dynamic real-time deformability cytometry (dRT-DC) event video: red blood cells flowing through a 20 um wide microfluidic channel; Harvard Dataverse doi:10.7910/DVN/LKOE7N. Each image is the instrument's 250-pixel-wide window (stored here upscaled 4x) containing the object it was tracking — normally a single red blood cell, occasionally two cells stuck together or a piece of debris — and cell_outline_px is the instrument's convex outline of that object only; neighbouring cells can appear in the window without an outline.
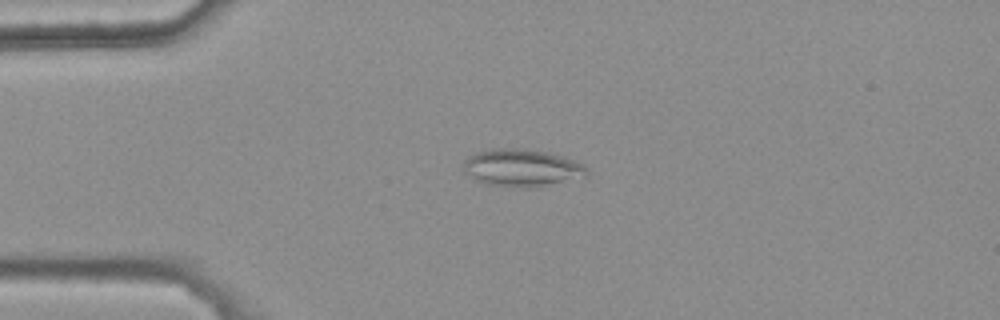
{"species": "common noctule bat (a hibernating species)", "species_latin": "Nyctalus noctula", "temperature_condition": "warm", "stored_images_in_passage": 36, "camera_frame_rate_fps": 3000, "um_per_image_px": 0.085, "animal": {"sex": "female", "body_mass_g": 25.1}, "frame": {"image": 1, "passage_image": 2, "time_ms": 0.333, "image_size_px": [1000, 320], "cell_outline_px": [[588, 176], [528, 188], [488, 184], [476, 180], [464, 172], [464, 160], [476, 152], [492, 148], [512, 148], [548, 152], [584, 164], [588, 168]], "centroid_in_image_um": [44.35, 14.26], "position_along_channel_um": 40.7, "area_um2": 26.53}}
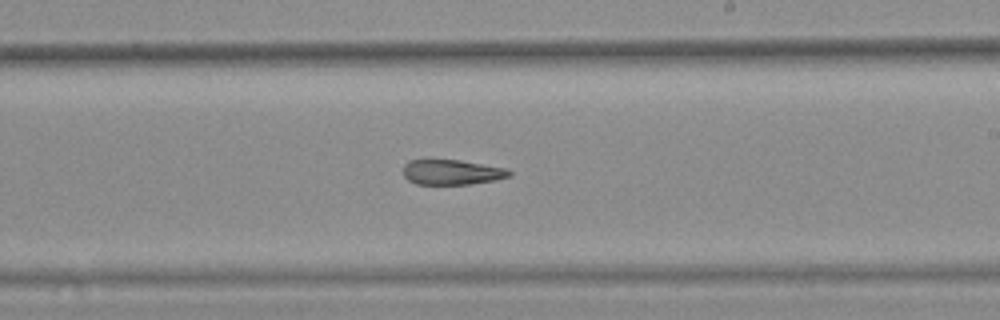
{"frame": {"image": 2, "passage_image": 21, "time_ms": 6.667, "image_size_px": [1000, 320], "cell_outline_px": [[512, 176], [496, 180], [468, 184], [416, 184], [408, 180], [404, 176], [404, 164], [408, 160], [460, 160], [508, 168], [512, 172]], "centroid_in_image_um": [38.45, 14.63], "position_along_channel_um": 250.6, "area_um2": 15.61}}
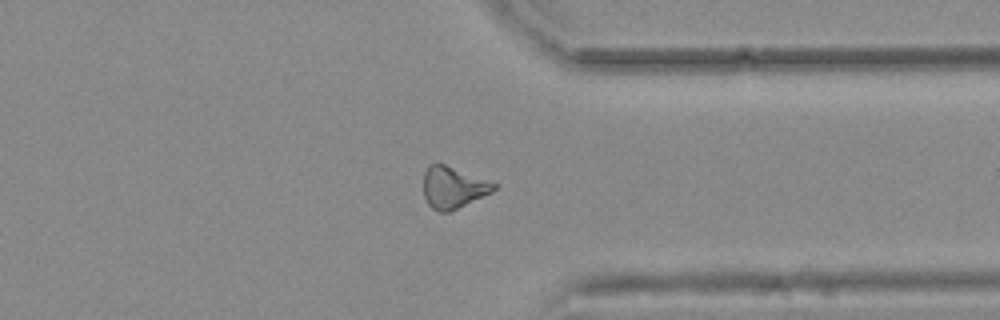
{"frame": {"image": 3, "passage_image": 31, "time_ms": 10.0, "image_size_px": [1000, 320], "cell_outline_px": [[496, 188], [492, 192], [448, 212], [440, 212], [432, 208], [428, 204], [424, 196], [424, 172], [428, 164], [444, 164], [496, 184]], "centroid_in_image_um": [38.47, 15.94], "position_along_channel_um": 372.9, "area_um2": 16.65}, "authors_computed_cell_mechanics": {"area_um2": 17.0799, "velocity_mm_per_s": 3.7413, "shape_relaxation_time_tau1_ms": null, "shape_relaxation_time_tau2_ms": 7.0507, "deformation_change_tau1": null, "deformation_change_tau2": 0.1741}}